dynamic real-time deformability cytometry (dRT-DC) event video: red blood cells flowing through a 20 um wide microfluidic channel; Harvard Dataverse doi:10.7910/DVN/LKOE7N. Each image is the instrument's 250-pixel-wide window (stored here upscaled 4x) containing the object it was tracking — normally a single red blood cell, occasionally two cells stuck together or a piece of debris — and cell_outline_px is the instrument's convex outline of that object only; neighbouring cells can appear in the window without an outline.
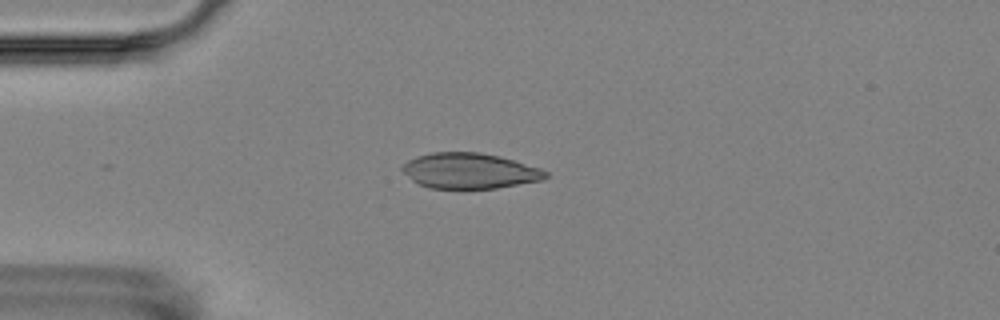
{"species": "Egyptian fruit bat (a non-hibernating species)", "species_latin": "Rousettus aegyptiacus", "temperature_condition": "room temperature", "stored_images_in_passage": 1, "camera_frame_rate_fps": 3000, "um_per_image_px": 0.085, "animal": {"sex": "female"}, "frame": {"image": 1, "passage_image": 1, "time_ms": 0.0, "image_size_px": [1000, 320], "cell_outline_px": [[548, 176], [540, 180], [496, 188], [428, 188], [412, 180], [400, 168], [400, 164], [416, 156], [432, 152], [480, 152], [500, 156], [540, 168], [548, 172]], "centroid_in_image_um": [39.87, 14.51], "position_along_channel_um": 45.1, "area_um2": 29.59}}